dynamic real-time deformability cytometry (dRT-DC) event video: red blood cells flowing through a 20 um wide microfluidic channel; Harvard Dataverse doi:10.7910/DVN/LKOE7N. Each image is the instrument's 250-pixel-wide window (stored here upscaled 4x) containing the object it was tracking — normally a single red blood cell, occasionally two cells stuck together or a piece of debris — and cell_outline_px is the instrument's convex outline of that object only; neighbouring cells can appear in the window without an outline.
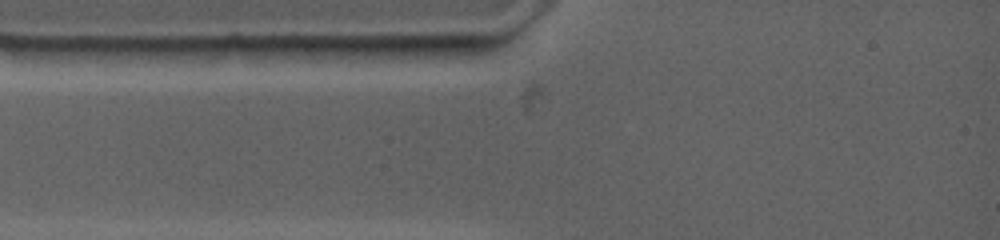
{"species": "common noctule bat (a hibernating species)", "species_latin": "Nyctalus noctula", "temperature_condition": "warm", "stored_images_in_passage": 2, "camera_frame_rate_fps": 4500, "um_per_image_px": 0.085, "animal": {"sex": "female", "body_mass_g": 19.0, "forearm_length_mm": 53.3}, "frame": {"image": 1, "passage_image": 1, "time_ms": 0.0, "image_size_px": [1000, 240], "cell_outline_px": [[424, 48], [400, 60], [288, 56], [280, 48], [296, 44], [416, 44]], "centroid_in_image_um": [30.02, 4.33], "position_along_channel_um": 55.0, "area_um2": 13.18}}